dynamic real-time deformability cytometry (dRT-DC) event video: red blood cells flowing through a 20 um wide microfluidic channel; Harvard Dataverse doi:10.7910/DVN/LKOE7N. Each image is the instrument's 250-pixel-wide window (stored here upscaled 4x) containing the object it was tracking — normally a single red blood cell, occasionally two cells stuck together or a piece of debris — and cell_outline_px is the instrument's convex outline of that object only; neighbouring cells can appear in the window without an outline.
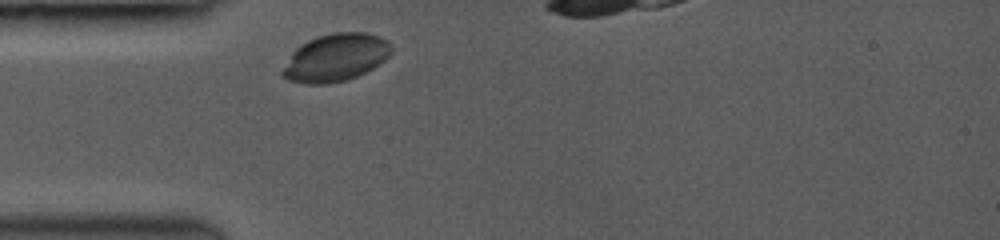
{"species": "common noctule bat (a hibernating species)", "species_latin": "Nyctalus noctula", "temperature_condition": "room temperature", "stored_images_in_passage": 1, "camera_frame_rate_fps": 3000, "um_per_image_px": 0.085, "animal": {"sex": "female", "body_mass_g": 19.0, "forearm_length_mm": 53.3}, "frame": {"image": 1, "passage_image": 1, "time_ms": 0.0, "image_size_px": [1000, 240], "cell_outline_px": [[392, 52], [384, 60], [372, 68], [348, 80], [328, 84], [308, 84], [288, 80], [280, 76], [280, 72], [292, 52], [300, 44], [308, 40], [332, 32], [364, 32], [380, 36], [388, 40], [392, 44]], "centroid_in_image_um": [28.52, 4.89], "position_along_channel_um": 56.5, "area_um2": 30.4}}